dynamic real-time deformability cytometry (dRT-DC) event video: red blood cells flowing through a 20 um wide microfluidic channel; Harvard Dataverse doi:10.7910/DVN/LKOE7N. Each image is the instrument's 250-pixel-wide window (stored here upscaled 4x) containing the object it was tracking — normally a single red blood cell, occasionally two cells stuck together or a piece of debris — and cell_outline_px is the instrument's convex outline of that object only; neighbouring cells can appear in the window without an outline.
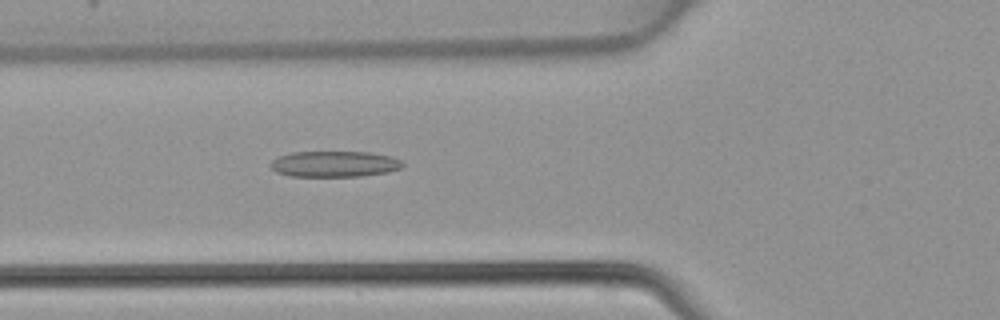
{"species": "common noctule bat (a hibernating species)", "species_latin": "Nyctalus noctula", "temperature_condition": "warm", "stored_images_in_passage": 41, "camera_frame_rate_fps": 3000, "um_per_image_px": 0.085, "animal": {"sex": "female", "body_mass_g": 22.7, "forearm_length_mm": 54.2}, "frame": {"image": 1, "passage_image": 12, "time_ms": 3.667, "image_size_px": [1000, 320], "cell_outline_px": [[404, 164], [400, 168], [388, 172], [360, 176], [288, 176], [276, 172], [268, 164], [276, 156], [292, 152], [372, 152], [392, 156], [400, 160]], "centroid_in_image_um": [28.39, 13.93], "position_along_channel_um": 97.4, "area_um2": 20.11}}
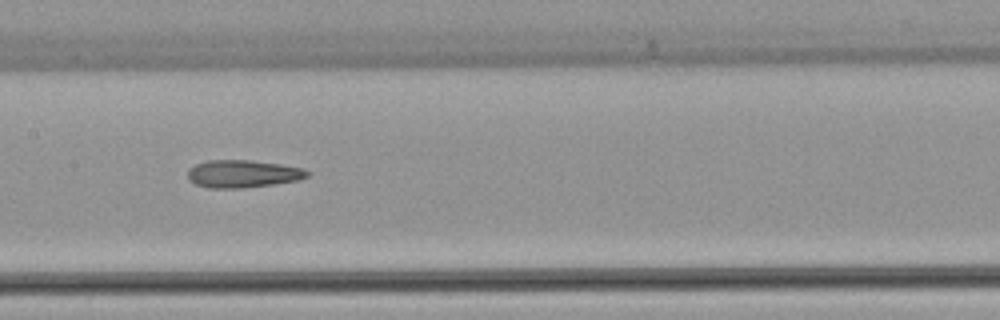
{"frame": {"image": 2, "passage_image": 18, "time_ms": 5.667, "image_size_px": [1000, 320], "cell_outline_px": [[308, 176], [300, 180], [244, 188], [208, 188], [196, 184], [188, 180], [188, 168], [196, 164], [208, 160], [252, 160], [280, 164], [304, 168], [308, 172]], "centroid_in_image_um": [20.62, 14.77], "position_along_channel_um": 186.8, "area_um2": 19.31}}
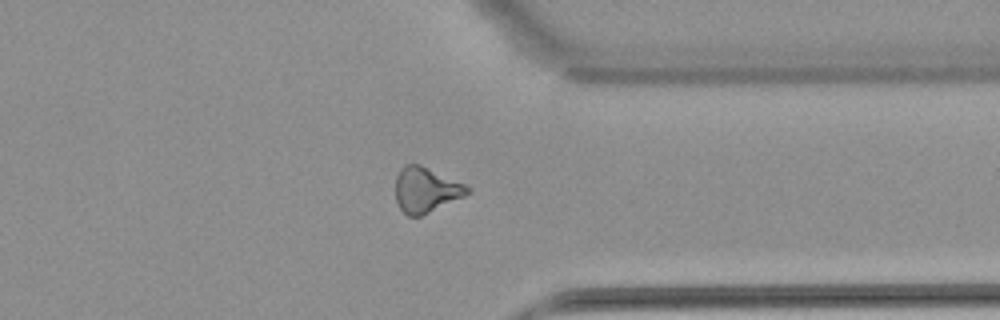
{"frame": {"image": 3, "passage_image": 31, "time_ms": 10.0, "image_size_px": [1000, 320], "cell_outline_px": [[472, 192], [464, 196], [420, 216], [408, 216], [400, 208], [396, 200], [396, 176], [400, 168], [404, 164], [420, 164], [464, 184], [472, 188]], "centroid_in_image_um": [36.19, 16.12], "position_along_channel_um": 375.2, "area_um2": 18.79}}